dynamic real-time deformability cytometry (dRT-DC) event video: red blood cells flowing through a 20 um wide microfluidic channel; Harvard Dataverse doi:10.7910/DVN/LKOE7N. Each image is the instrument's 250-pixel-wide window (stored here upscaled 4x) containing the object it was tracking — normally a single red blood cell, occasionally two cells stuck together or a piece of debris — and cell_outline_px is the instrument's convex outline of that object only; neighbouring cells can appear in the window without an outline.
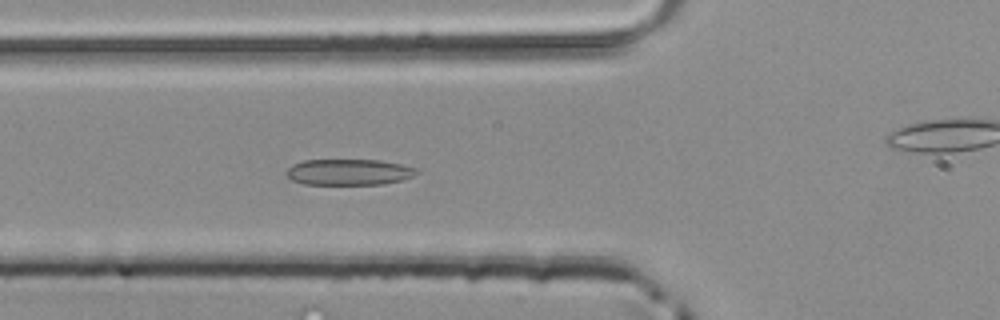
{"species": "common noctule bat (a hibernating species)", "species_latin": "Nyctalus noctula", "temperature_condition": "room temperature", "stored_images_in_passage": 47, "camera_frame_rate_fps": 3000, "um_per_image_px": 0.085, "animal": {"sex": "male", "body_mass_g": 20.4}, "frame": {"image": 1, "passage_image": 15, "time_ms": 4.667, "image_size_px": [1000, 320], "cell_outline_px": [[420, 172], [412, 176], [400, 180], [384, 184], [304, 184], [292, 180], [284, 172], [292, 164], [304, 160], [380, 160], [400, 164], [416, 168]], "centroid_in_image_um": [29.63, 14.62], "position_along_channel_um": 96.2, "area_um2": 19.71}}
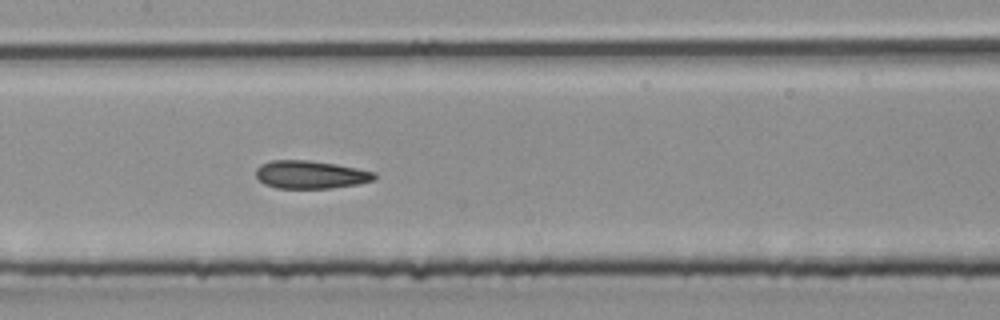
{"frame": {"image": 2, "passage_image": 21, "time_ms": 6.667, "image_size_px": [1000, 320], "cell_outline_px": [[376, 180], [360, 184], [332, 188], [276, 188], [264, 184], [256, 176], [256, 168], [260, 164], [272, 160], [308, 160], [336, 164], [376, 172]], "centroid_in_image_um": [26.42, 14.84], "position_along_channel_um": 181.0, "area_um2": 19.48}}
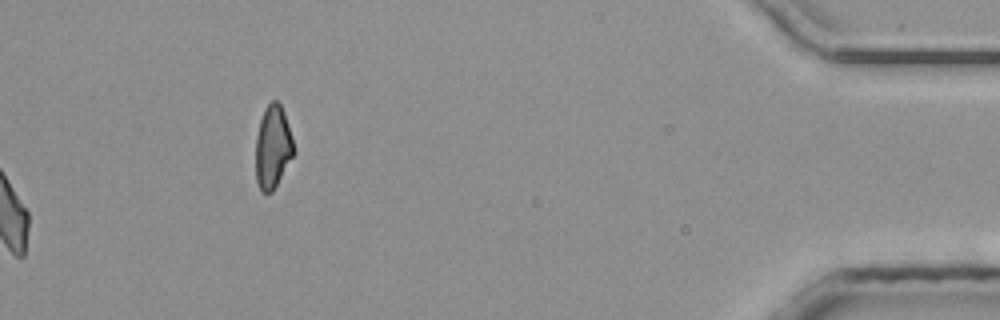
{"frame": {"image": 3, "passage_image": 47, "time_ms": 15.333, "image_size_px": [1000, 320], "cell_outline_px": [[296, 152], [272, 192], [260, 192], [256, 180], [256, 136], [260, 120], [264, 108], [272, 100], [276, 100], [280, 104], [284, 112], [292, 136]], "centroid_in_image_um": [23.19, 12.5], "position_along_channel_um": 412.0, "area_um2": 18.55}}